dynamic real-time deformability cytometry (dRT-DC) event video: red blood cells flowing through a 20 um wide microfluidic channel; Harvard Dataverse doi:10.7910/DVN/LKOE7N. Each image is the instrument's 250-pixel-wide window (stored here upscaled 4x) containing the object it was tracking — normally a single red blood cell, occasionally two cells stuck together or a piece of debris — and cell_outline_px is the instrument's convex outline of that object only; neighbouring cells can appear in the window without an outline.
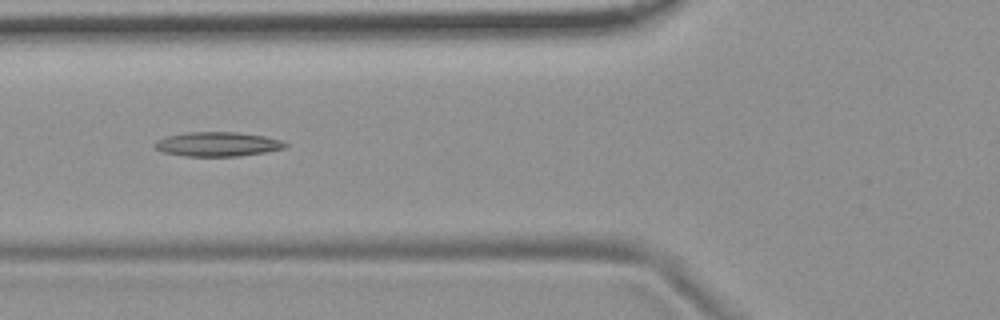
{"species": "common noctule bat (a hibernating species)", "species_latin": "Nyctalus noctula", "temperature_condition": "room temperature", "stored_images_in_passage": 10, "camera_frame_rate_fps": 3000, "um_per_image_px": 0.085, "animal": {"sex": "female", "body_mass_g": 19.9}, "frame": {"image": 1, "passage_image": 5, "time_ms": 5.667, "image_size_px": [1000, 320], "cell_outline_px": [[288, 144], [284, 148], [268, 152], [240, 156], [184, 156], [164, 152], [156, 148], [156, 140], [168, 136], [188, 132], [236, 132], [264, 136], [280, 140]], "centroid_in_image_um": [18.53, 12.26], "position_along_channel_um": 107.3, "area_um2": 18.38}}
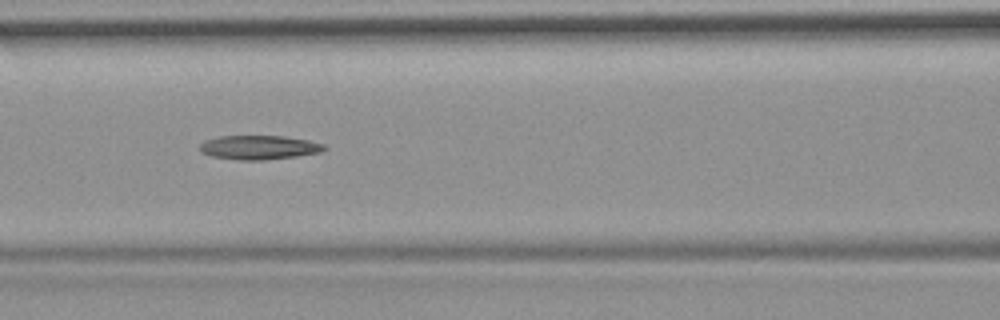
{"frame": {"image": 2, "passage_image": 6, "time_ms": 6.667, "image_size_px": [1000, 320], "cell_outline_px": [[328, 148], [320, 152], [296, 156], [264, 160], [240, 160], [212, 156], [200, 152], [200, 144], [204, 140], [220, 136], [284, 136], [308, 140], [324, 144]], "centroid_in_image_um": [22.01, 12.53], "position_along_channel_um": 144.6, "area_um2": 17.46}}